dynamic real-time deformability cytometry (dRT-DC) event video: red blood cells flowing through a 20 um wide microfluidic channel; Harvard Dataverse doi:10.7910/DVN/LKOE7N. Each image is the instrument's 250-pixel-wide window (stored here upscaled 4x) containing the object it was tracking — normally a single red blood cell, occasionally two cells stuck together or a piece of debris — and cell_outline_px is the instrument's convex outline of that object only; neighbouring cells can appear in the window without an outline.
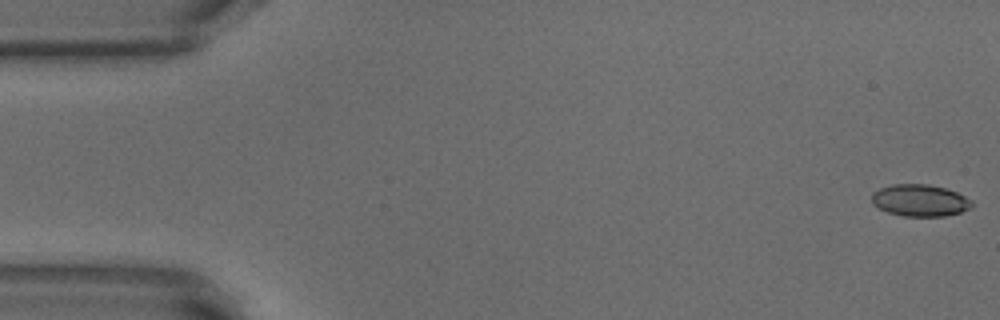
{"species": "common noctule bat (a hibernating species)", "species_latin": "Nyctalus noctula", "temperature_condition": "warm", "stored_images_in_passage": 47, "camera_frame_rate_fps": 3000, "um_per_image_px": 0.085, "animal": {"sex": "male", "body_mass_g": 18.8}, "frame": {"image": 1, "passage_image": 1, "time_ms": 0.0, "image_size_px": [1000, 320], "cell_outline_px": [[972, 208], [960, 212], [944, 216], [904, 216], [888, 212], [872, 204], [872, 192], [880, 188], [892, 184], [928, 184], [944, 188], [956, 192], [972, 200]], "centroid_in_image_um": [78.19, 17.03], "position_along_channel_um": 6.8, "area_um2": 18.55}}
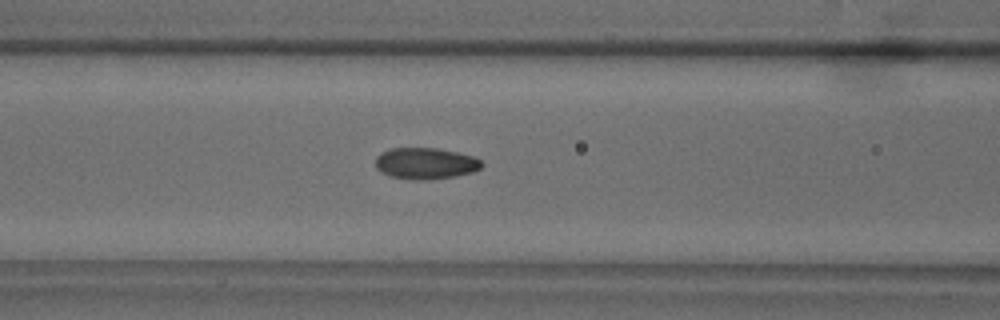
{"frame": {"image": 2, "passage_image": 21, "time_ms": 6.667, "image_size_px": [1000, 320], "cell_outline_px": [[484, 164], [480, 168], [472, 172], [456, 176], [420, 180], [416, 180], [392, 176], [380, 172], [376, 168], [376, 156], [380, 152], [388, 148], [436, 148], [456, 152], [472, 156], [480, 160]], "centroid_in_image_um": [36.14, 13.88], "position_along_channel_um": 130.5, "area_um2": 19.36}}
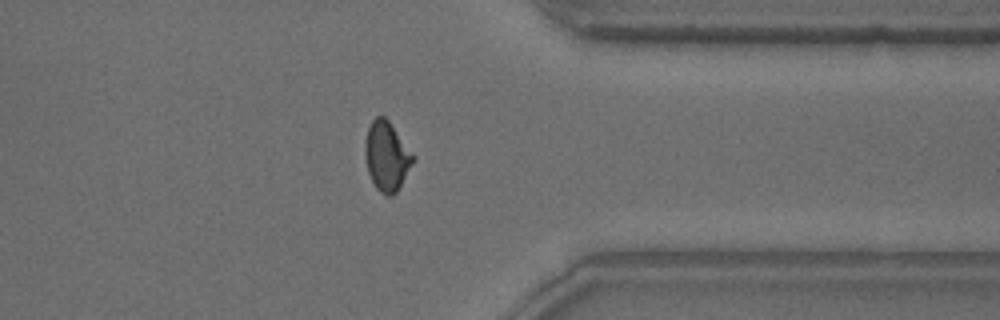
{"frame": {"image": 3, "passage_image": 41, "time_ms": 13.333, "image_size_px": [1000, 320], "cell_outline_px": [[416, 160], [396, 192], [392, 196], [388, 196], [380, 192], [376, 188], [368, 172], [364, 156], [364, 148], [368, 128], [372, 120], [376, 116], [384, 116], [388, 120], [416, 156]], "centroid_in_image_um": [32.89, 13.28], "position_along_channel_um": 378.5, "area_um2": 19.54}, "authors_computed_cell_mechanics": {"area_um2": 19.074, "velocity_mm_per_s": 3.8508, "shape_relaxation_time_tau1_ms": 5.3252, "shape_relaxation_time_tau2_ms": 1.1578, "deformation_change_tau1": 0.1663, "deformation_change_tau2": 0.0491}}